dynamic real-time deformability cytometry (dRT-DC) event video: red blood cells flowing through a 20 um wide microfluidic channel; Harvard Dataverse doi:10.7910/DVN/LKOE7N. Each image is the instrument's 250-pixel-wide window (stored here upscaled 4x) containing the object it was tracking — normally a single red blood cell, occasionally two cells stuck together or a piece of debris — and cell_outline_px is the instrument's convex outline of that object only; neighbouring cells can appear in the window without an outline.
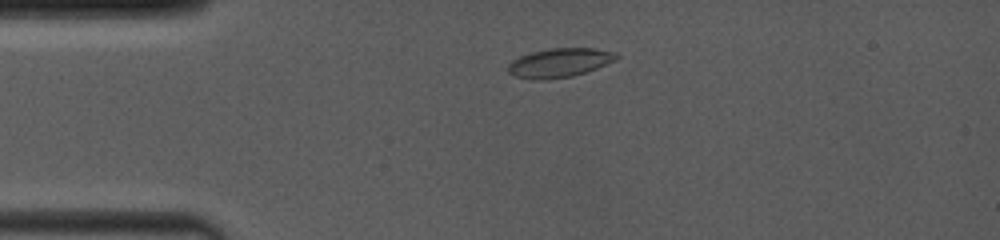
{"species": "common noctule bat (a hibernating species)", "species_latin": "Nyctalus noctula", "temperature_condition": "room temperature", "stored_images_in_passage": 36, "camera_frame_rate_fps": 4000, "um_per_image_px": 0.085, "animal": {"sex": "female", "body_mass_g": 19.0, "forearm_length_mm": 53.3}, "frame": {"image": 1, "passage_image": 15, "time_ms": 2.25, "image_size_px": [1000, 240], "cell_outline_px": [[620, 56], [616, 60], [596, 68], [572, 76], [544, 80], [536, 80], [516, 76], [508, 72], [508, 64], [512, 60], [520, 56], [532, 52], [552, 48], [596, 48], [616, 52]], "centroid_in_image_um": [47.57, 5.32], "position_along_channel_um": 37.4, "area_um2": 18.26}}
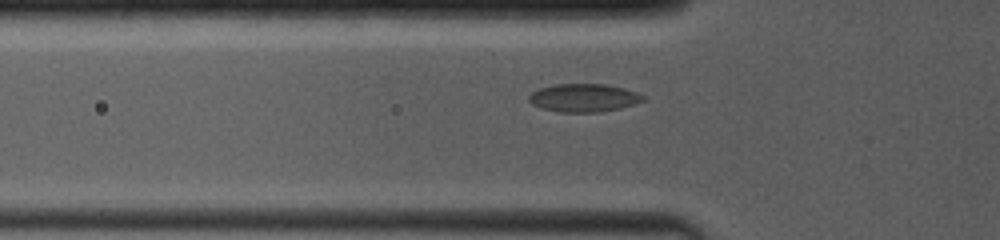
{"frame": {"image": 2, "passage_image": 28, "time_ms": 4.0, "image_size_px": [1000, 240], "cell_outline_px": [[644, 100], [636, 104], [620, 108], [600, 112], [560, 112], [540, 108], [532, 104], [528, 100], [528, 96], [532, 92], [540, 88], [556, 84], [604, 84], [624, 88], [636, 92], [644, 96]], "centroid_in_image_um": [49.61, 8.32], "position_along_channel_um": 76.2, "area_um2": 18.73}}
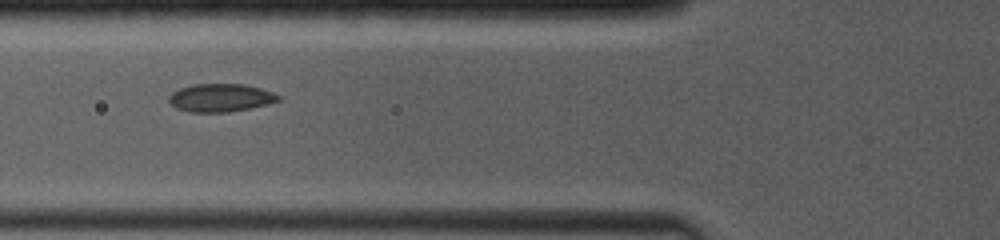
{"frame": {"image": 3, "passage_image": 35, "time_ms": 4.75, "image_size_px": [1000, 240], "cell_outline_px": [[280, 100], [268, 104], [228, 112], [188, 112], [176, 108], [168, 100], [168, 96], [172, 92], [180, 88], [192, 84], [244, 84], [260, 88], [272, 92], [280, 96]], "centroid_in_image_um": [18.72, 8.31], "position_along_channel_um": 107.1, "area_um2": 17.86}}